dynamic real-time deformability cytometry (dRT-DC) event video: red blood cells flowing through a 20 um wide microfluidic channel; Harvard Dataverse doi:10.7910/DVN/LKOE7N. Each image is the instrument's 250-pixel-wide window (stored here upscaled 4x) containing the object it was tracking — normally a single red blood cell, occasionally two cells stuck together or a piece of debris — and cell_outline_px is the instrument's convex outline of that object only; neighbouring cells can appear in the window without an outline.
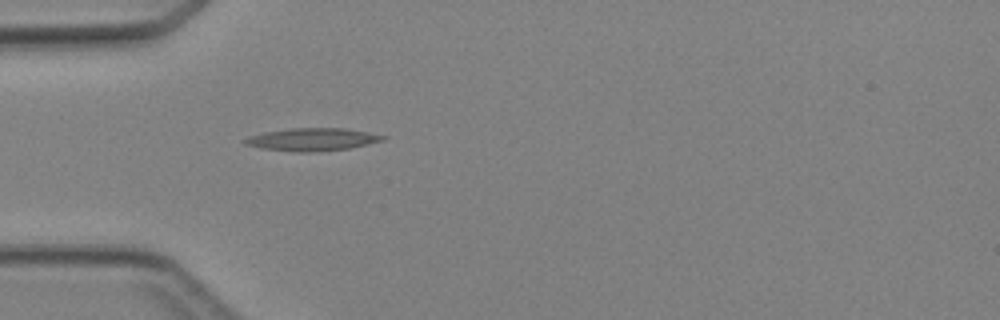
{"species": "Egyptian fruit bat (a non-hibernating species)", "species_latin": "Rousettus aegyptiacus", "temperature_condition": "cold", "stored_images_in_passage": 5, "camera_frame_rate_fps": 3000, "um_per_image_px": 0.085, "animal": {"sex": "female"}, "frame": {"image": 1, "passage_image": 5, "time_ms": 4.667, "image_size_px": [1000, 320], "cell_outline_px": [[388, 136], [384, 140], [348, 148], [308, 152], [296, 152], [260, 148], [244, 144], [240, 140], [248, 136], [264, 132], [292, 128], [344, 128]], "centroid_in_image_um": [26.47, 11.85], "position_along_channel_um": 58.5, "area_um2": 18.15}}